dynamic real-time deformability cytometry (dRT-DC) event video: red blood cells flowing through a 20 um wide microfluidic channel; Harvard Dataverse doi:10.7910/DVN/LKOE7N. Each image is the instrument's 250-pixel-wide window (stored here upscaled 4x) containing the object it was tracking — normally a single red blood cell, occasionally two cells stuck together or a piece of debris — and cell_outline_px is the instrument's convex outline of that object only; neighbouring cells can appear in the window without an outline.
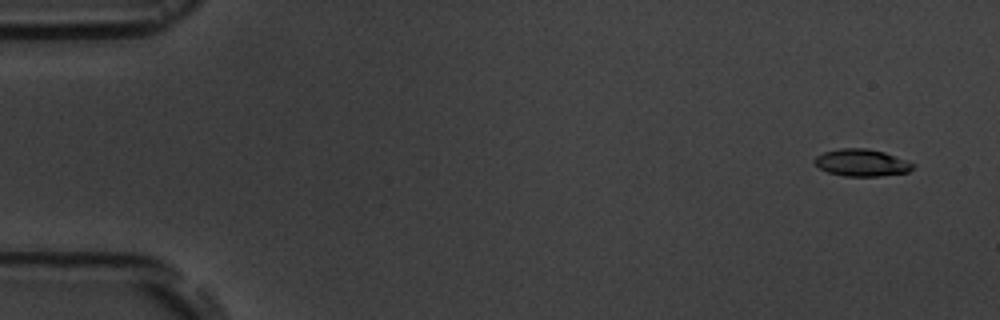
{"species": "common noctule bat (a hibernating species)", "species_latin": "Nyctalus noctula", "temperature_condition": "room temperature", "stored_images_in_passage": 4, "camera_frame_rate_fps": 3000, "um_per_image_px": 0.085, "animal": {"sex": "male", "body_mass_g": 19.5, "forearm_length_mm": 54.6}, "frame": {"image": 1, "passage_image": 1, "time_ms": 0.0, "image_size_px": [1000, 320], "cell_outline_px": [[916, 164], [908, 172], [880, 176], [844, 176], [828, 172], [820, 168], [812, 160], [816, 156], [824, 152], [840, 148], [868, 148], [884, 152]], "centroid_in_image_um": [73.23, 13.82], "position_along_channel_um": 11.8, "area_um2": 15.49}}
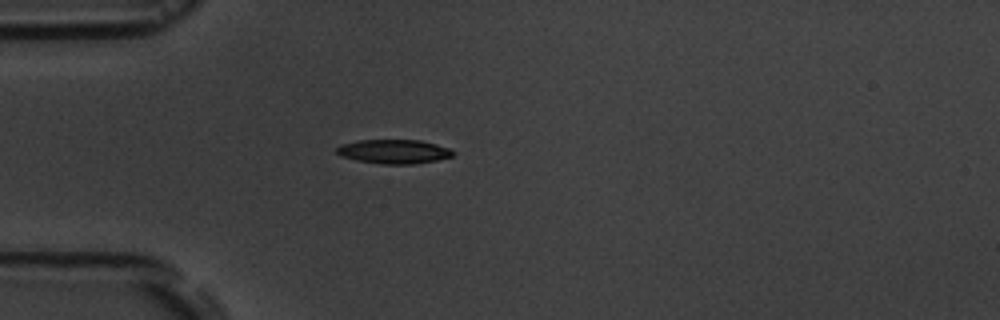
{"frame": {"image": 2, "passage_image": 4, "time_ms": 4.333, "image_size_px": [1000, 320], "cell_outline_px": [[456, 152], [452, 156], [436, 160], [412, 164], [384, 164], [356, 160], [340, 156], [336, 152], [336, 148], [340, 144], [360, 140], [420, 140], [436, 144], [448, 148]], "centroid_in_image_um": [33.46, 12.87], "position_along_channel_um": 51.5, "area_um2": 16.3}}